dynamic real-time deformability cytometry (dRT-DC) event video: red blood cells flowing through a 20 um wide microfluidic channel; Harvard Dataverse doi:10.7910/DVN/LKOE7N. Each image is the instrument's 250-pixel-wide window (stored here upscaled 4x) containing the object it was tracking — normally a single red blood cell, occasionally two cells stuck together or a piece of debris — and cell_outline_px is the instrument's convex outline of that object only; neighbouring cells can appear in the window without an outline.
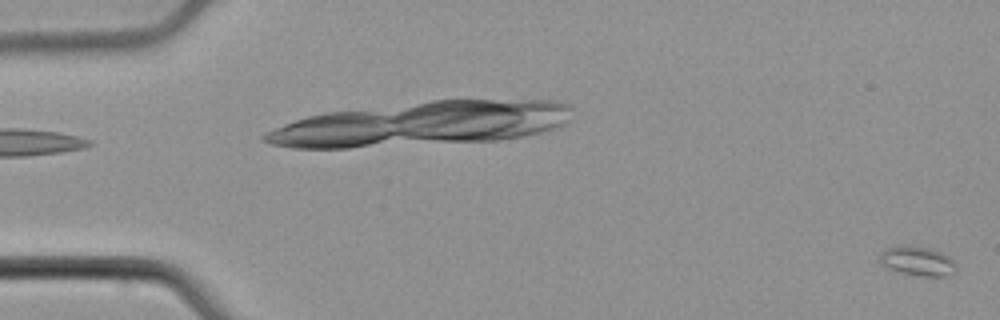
{"species": "common noctule bat (a hibernating species)", "species_latin": "Nyctalus noctula", "temperature_condition": "cold", "stored_images_in_passage": 57, "camera_frame_rate_fps": 3000, "um_per_image_px": 0.085, "animal": {"sex": "male", "body_mass_g": 21.5, "forearm_length_mm": 52.0}, "frame": {"image": 1, "passage_image": 2, "time_ms": 0.333, "image_size_px": [1000, 320], "cell_outline_px": [[956, 272], [948, 276], [916, 276], [888, 268], [880, 264], [880, 252], [884, 248], [904, 244], [928, 248], [940, 252], [948, 256], [956, 264]], "centroid_in_image_um": [77.97, 22.18], "position_along_channel_um": 7.0, "area_um2": 13.24}}
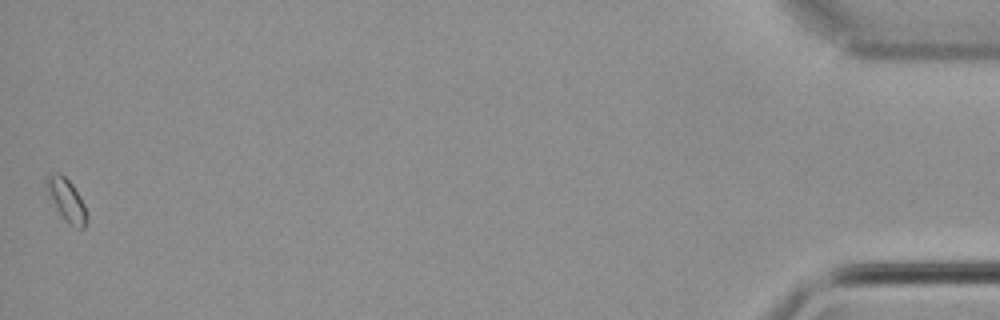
{"frame": {"image": 2, "passage_image": 57, "time_ms": 18.667, "image_size_px": [1000, 320], "cell_outline_px": [[88, 220], [84, 228], [80, 228], [64, 220], [56, 208], [44, 184], [44, 176], [52, 172], [60, 172], [72, 184], [80, 196], [88, 212]], "centroid_in_image_um": [5.65, 16.95], "position_along_channel_um": 429.6, "area_um2": 10.12}}